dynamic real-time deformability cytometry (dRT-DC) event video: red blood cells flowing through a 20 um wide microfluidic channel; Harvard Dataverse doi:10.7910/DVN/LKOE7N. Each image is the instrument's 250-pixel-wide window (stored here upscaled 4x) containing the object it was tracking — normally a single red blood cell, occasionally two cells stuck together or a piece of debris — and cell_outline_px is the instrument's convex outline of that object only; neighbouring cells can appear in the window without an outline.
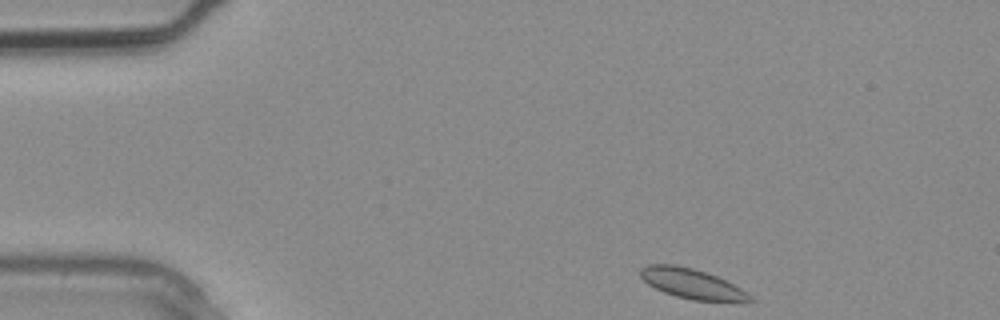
{"species": "common noctule bat (a hibernating species)", "species_latin": "Nyctalus noctula", "temperature_condition": "warm", "stored_images_in_passage": 2, "camera_frame_rate_fps": 3000, "um_per_image_px": 0.085, "animal": {"sex": "male", "body_mass_g": 20.4}, "frame": {"image": 1, "passage_image": 1, "time_ms": 0.0, "image_size_px": [1000, 320], "cell_outline_px": [[756, 300], [752, 304], [744, 304], [692, 300], [676, 296], [664, 292], [648, 284], [640, 276], [640, 268], [648, 264], [672, 264], [692, 268], [716, 276], [748, 292]], "centroid_in_image_um": [58.94, 24.17], "position_along_channel_um": 26.1, "area_um2": 19.65}}